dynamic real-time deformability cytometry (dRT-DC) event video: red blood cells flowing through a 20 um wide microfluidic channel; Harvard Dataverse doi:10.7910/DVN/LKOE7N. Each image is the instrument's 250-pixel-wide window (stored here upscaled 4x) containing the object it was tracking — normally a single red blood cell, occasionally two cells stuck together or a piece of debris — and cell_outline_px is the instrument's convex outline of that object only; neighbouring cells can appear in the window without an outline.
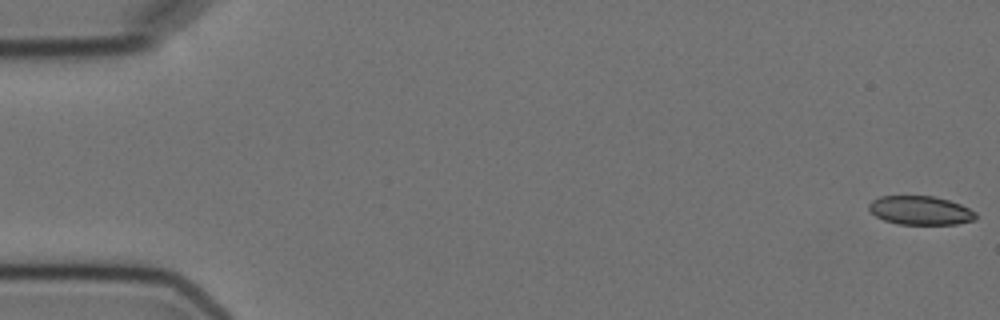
{"species": "Egyptian fruit bat (a non-hibernating species)", "species_latin": "Rousettus aegyptiacus", "temperature_condition": "cold", "stored_images_in_passage": 4, "camera_frame_rate_fps": 3000, "um_per_image_px": 0.085, "animal": {"sex": "female"}, "frame": {"image": 1, "passage_image": 1, "time_ms": 0.0, "image_size_px": [1000, 320], "cell_outline_px": [[976, 220], [956, 224], [900, 224], [884, 220], [876, 216], [868, 208], [868, 204], [872, 200], [880, 196], [932, 196], [948, 200], [960, 204], [976, 212]], "centroid_in_image_um": [78.23, 17.88], "position_along_channel_um": 6.8, "area_um2": 17.86}}